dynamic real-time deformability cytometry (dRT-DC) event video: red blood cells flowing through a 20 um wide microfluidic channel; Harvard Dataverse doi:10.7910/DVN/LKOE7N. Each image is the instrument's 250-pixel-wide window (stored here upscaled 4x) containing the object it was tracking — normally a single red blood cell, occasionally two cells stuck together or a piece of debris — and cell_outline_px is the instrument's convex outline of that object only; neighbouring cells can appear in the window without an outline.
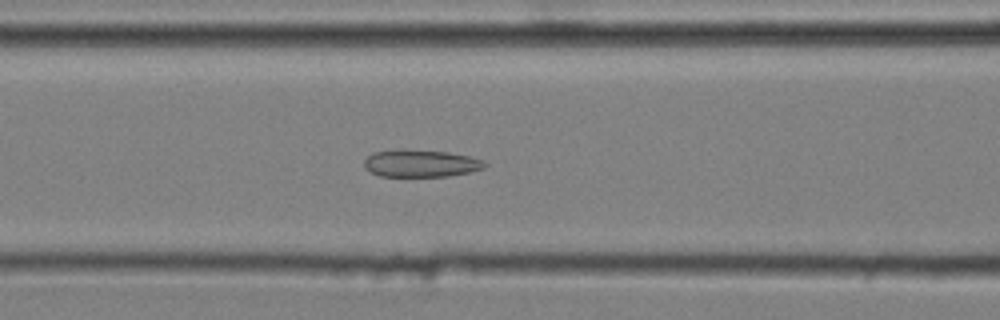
{"species": "common noctule bat (a hibernating species)", "species_latin": "Nyctalus noctula", "temperature_condition": "cold", "stored_images_in_passage": 52, "camera_frame_rate_fps": 3000, "um_per_image_px": 0.085, "animal": {"sex": "male", "body_mass_g": 20.4}, "frame": {"image": 1, "passage_image": 22, "time_ms": 7.0, "image_size_px": [1000, 320], "cell_outline_px": [[488, 164], [484, 168], [468, 172], [448, 176], [380, 176], [368, 172], [364, 168], [364, 160], [368, 156], [376, 152], [400, 148], [448, 152], [468, 156], [484, 160]], "centroid_in_image_um": [35.74, 13.88], "position_along_channel_um": 130.9, "area_um2": 19.36}}
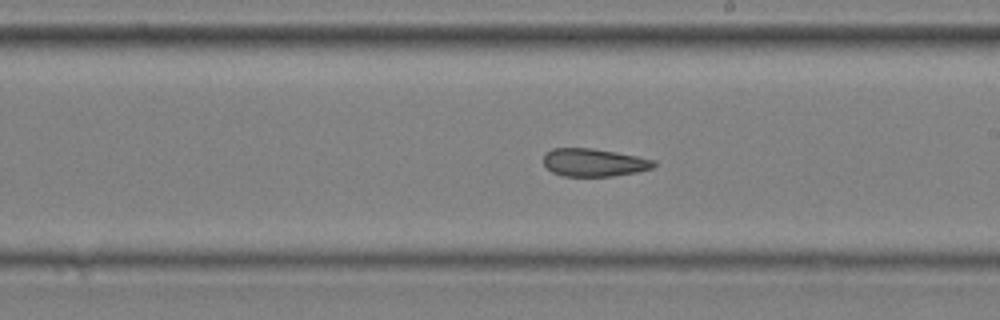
{"frame": {"image": 2, "passage_image": 31, "time_ms": 10.0, "image_size_px": [1000, 320], "cell_outline_px": [[656, 164], [652, 168], [636, 172], [612, 176], [564, 176], [552, 172], [544, 164], [544, 152], [552, 148], [592, 148], [616, 152], [656, 160]], "centroid_in_image_um": [50.47, 13.8], "position_along_channel_um": 238.5, "area_um2": 17.92}}
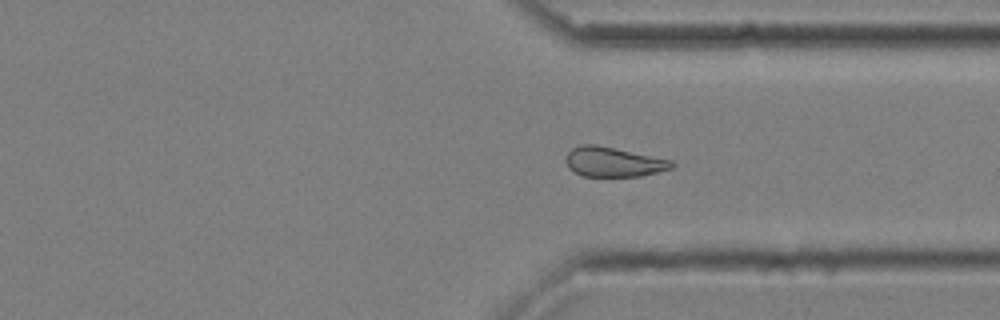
{"frame": {"image": 3, "passage_image": 41, "time_ms": 13.333, "image_size_px": [1000, 320], "cell_outline_px": [[676, 164], [672, 168], [640, 176], [584, 176], [572, 172], [568, 168], [564, 160], [568, 152], [572, 148], [580, 144], [596, 144], [672, 160]], "centroid_in_image_um": [52.09, 13.76], "position_along_channel_um": 359.3, "area_um2": 18.44}, "authors_computed_cell_mechanics": {"area_um2": 19.5364, "velocity_mm_per_s": 3.5993, "shape_relaxation_time_tau1_ms": null, "shape_relaxation_time_tau2_ms": 2.0232, "deformation_change_tau1": null, "deformation_change_tau2": 0.0972}}